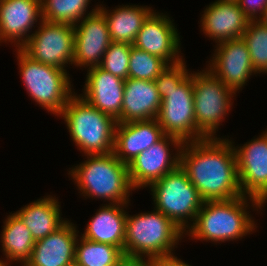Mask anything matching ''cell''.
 <instances>
[{
    "mask_svg": "<svg viewBox=\"0 0 267 266\" xmlns=\"http://www.w3.org/2000/svg\"><path fill=\"white\" fill-rule=\"evenodd\" d=\"M233 143L228 138H206L183 144L179 165L204 201L243 195Z\"/></svg>",
    "mask_w": 267,
    "mask_h": 266,
    "instance_id": "cell-1",
    "label": "cell"
},
{
    "mask_svg": "<svg viewBox=\"0 0 267 266\" xmlns=\"http://www.w3.org/2000/svg\"><path fill=\"white\" fill-rule=\"evenodd\" d=\"M242 38L247 44L254 70L267 74V25L259 20L249 21Z\"/></svg>",
    "mask_w": 267,
    "mask_h": 266,
    "instance_id": "cell-28",
    "label": "cell"
},
{
    "mask_svg": "<svg viewBox=\"0 0 267 266\" xmlns=\"http://www.w3.org/2000/svg\"><path fill=\"white\" fill-rule=\"evenodd\" d=\"M16 53L20 76L30 98L58 117L75 94L70 74L67 70L34 61L22 49L17 48Z\"/></svg>",
    "mask_w": 267,
    "mask_h": 266,
    "instance_id": "cell-7",
    "label": "cell"
},
{
    "mask_svg": "<svg viewBox=\"0 0 267 266\" xmlns=\"http://www.w3.org/2000/svg\"><path fill=\"white\" fill-rule=\"evenodd\" d=\"M158 266H191L181 259H178L177 256L172 255L158 259Z\"/></svg>",
    "mask_w": 267,
    "mask_h": 266,
    "instance_id": "cell-33",
    "label": "cell"
},
{
    "mask_svg": "<svg viewBox=\"0 0 267 266\" xmlns=\"http://www.w3.org/2000/svg\"><path fill=\"white\" fill-rule=\"evenodd\" d=\"M161 101L154 81L128 78L124 82L121 123L157 118Z\"/></svg>",
    "mask_w": 267,
    "mask_h": 266,
    "instance_id": "cell-21",
    "label": "cell"
},
{
    "mask_svg": "<svg viewBox=\"0 0 267 266\" xmlns=\"http://www.w3.org/2000/svg\"><path fill=\"white\" fill-rule=\"evenodd\" d=\"M9 264L11 263L4 261V260H0V266H9Z\"/></svg>",
    "mask_w": 267,
    "mask_h": 266,
    "instance_id": "cell-35",
    "label": "cell"
},
{
    "mask_svg": "<svg viewBox=\"0 0 267 266\" xmlns=\"http://www.w3.org/2000/svg\"><path fill=\"white\" fill-rule=\"evenodd\" d=\"M91 0H41L42 20L75 25L84 17L96 12L98 6L86 12ZM86 12V13H85Z\"/></svg>",
    "mask_w": 267,
    "mask_h": 266,
    "instance_id": "cell-26",
    "label": "cell"
},
{
    "mask_svg": "<svg viewBox=\"0 0 267 266\" xmlns=\"http://www.w3.org/2000/svg\"><path fill=\"white\" fill-rule=\"evenodd\" d=\"M38 20H42L41 0H0V43L11 42L21 49Z\"/></svg>",
    "mask_w": 267,
    "mask_h": 266,
    "instance_id": "cell-16",
    "label": "cell"
},
{
    "mask_svg": "<svg viewBox=\"0 0 267 266\" xmlns=\"http://www.w3.org/2000/svg\"><path fill=\"white\" fill-rule=\"evenodd\" d=\"M116 266H158V259L150 257L129 256L124 254L117 261Z\"/></svg>",
    "mask_w": 267,
    "mask_h": 266,
    "instance_id": "cell-32",
    "label": "cell"
},
{
    "mask_svg": "<svg viewBox=\"0 0 267 266\" xmlns=\"http://www.w3.org/2000/svg\"><path fill=\"white\" fill-rule=\"evenodd\" d=\"M149 188L152 192L154 209L163 213L186 232L194 223L204 202L186 172L179 165L152 183Z\"/></svg>",
    "mask_w": 267,
    "mask_h": 266,
    "instance_id": "cell-8",
    "label": "cell"
},
{
    "mask_svg": "<svg viewBox=\"0 0 267 266\" xmlns=\"http://www.w3.org/2000/svg\"><path fill=\"white\" fill-rule=\"evenodd\" d=\"M1 234L2 252L9 263L18 262L24 266L31 258L35 240L22 220L10 213L4 220Z\"/></svg>",
    "mask_w": 267,
    "mask_h": 266,
    "instance_id": "cell-25",
    "label": "cell"
},
{
    "mask_svg": "<svg viewBox=\"0 0 267 266\" xmlns=\"http://www.w3.org/2000/svg\"><path fill=\"white\" fill-rule=\"evenodd\" d=\"M38 23L21 49L34 61L66 70L74 58V25L45 20Z\"/></svg>",
    "mask_w": 267,
    "mask_h": 266,
    "instance_id": "cell-10",
    "label": "cell"
},
{
    "mask_svg": "<svg viewBox=\"0 0 267 266\" xmlns=\"http://www.w3.org/2000/svg\"><path fill=\"white\" fill-rule=\"evenodd\" d=\"M69 220L59 229L35 242L31 258L24 266H71L75 263L79 231Z\"/></svg>",
    "mask_w": 267,
    "mask_h": 266,
    "instance_id": "cell-19",
    "label": "cell"
},
{
    "mask_svg": "<svg viewBox=\"0 0 267 266\" xmlns=\"http://www.w3.org/2000/svg\"><path fill=\"white\" fill-rule=\"evenodd\" d=\"M215 47L207 69L237 93L251 75L258 74L252 66L247 44L241 37L224 41Z\"/></svg>",
    "mask_w": 267,
    "mask_h": 266,
    "instance_id": "cell-13",
    "label": "cell"
},
{
    "mask_svg": "<svg viewBox=\"0 0 267 266\" xmlns=\"http://www.w3.org/2000/svg\"><path fill=\"white\" fill-rule=\"evenodd\" d=\"M257 138L238 145L236 153L240 189L244 196L267 202V129Z\"/></svg>",
    "mask_w": 267,
    "mask_h": 266,
    "instance_id": "cell-12",
    "label": "cell"
},
{
    "mask_svg": "<svg viewBox=\"0 0 267 266\" xmlns=\"http://www.w3.org/2000/svg\"><path fill=\"white\" fill-rule=\"evenodd\" d=\"M245 16L251 20H258L267 9V0H236ZM258 15V16H257Z\"/></svg>",
    "mask_w": 267,
    "mask_h": 266,
    "instance_id": "cell-31",
    "label": "cell"
},
{
    "mask_svg": "<svg viewBox=\"0 0 267 266\" xmlns=\"http://www.w3.org/2000/svg\"><path fill=\"white\" fill-rule=\"evenodd\" d=\"M167 66L160 57L131 45L129 78L154 81Z\"/></svg>",
    "mask_w": 267,
    "mask_h": 266,
    "instance_id": "cell-29",
    "label": "cell"
},
{
    "mask_svg": "<svg viewBox=\"0 0 267 266\" xmlns=\"http://www.w3.org/2000/svg\"><path fill=\"white\" fill-rule=\"evenodd\" d=\"M205 69L191 72L196 127L205 138H220L215 133L229 114L236 92Z\"/></svg>",
    "mask_w": 267,
    "mask_h": 266,
    "instance_id": "cell-9",
    "label": "cell"
},
{
    "mask_svg": "<svg viewBox=\"0 0 267 266\" xmlns=\"http://www.w3.org/2000/svg\"><path fill=\"white\" fill-rule=\"evenodd\" d=\"M164 136L165 133L156 118L117 123L113 153L121 162L128 164Z\"/></svg>",
    "mask_w": 267,
    "mask_h": 266,
    "instance_id": "cell-20",
    "label": "cell"
},
{
    "mask_svg": "<svg viewBox=\"0 0 267 266\" xmlns=\"http://www.w3.org/2000/svg\"><path fill=\"white\" fill-rule=\"evenodd\" d=\"M183 144L179 138L165 135L130 161L127 166L133 189L149 187L152 183L176 169L180 164V152ZM172 145L175 146L176 153H172L173 149L169 147Z\"/></svg>",
    "mask_w": 267,
    "mask_h": 266,
    "instance_id": "cell-11",
    "label": "cell"
},
{
    "mask_svg": "<svg viewBox=\"0 0 267 266\" xmlns=\"http://www.w3.org/2000/svg\"><path fill=\"white\" fill-rule=\"evenodd\" d=\"M83 95L89 104L121 123V109L124 96V79L112 75L102 68L87 69Z\"/></svg>",
    "mask_w": 267,
    "mask_h": 266,
    "instance_id": "cell-17",
    "label": "cell"
},
{
    "mask_svg": "<svg viewBox=\"0 0 267 266\" xmlns=\"http://www.w3.org/2000/svg\"><path fill=\"white\" fill-rule=\"evenodd\" d=\"M58 116L63 117L72 140L85 156L113 152L117 121L80 94L75 93Z\"/></svg>",
    "mask_w": 267,
    "mask_h": 266,
    "instance_id": "cell-5",
    "label": "cell"
},
{
    "mask_svg": "<svg viewBox=\"0 0 267 266\" xmlns=\"http://www.w3.org/2000/svg\"><path fill=\"white\" fill-rule=\"evenodd\" d=\"M130 53L131 44L112 41L99 67L114 76L127 80L129 78Z\"/></svg>",
    "mask_w": 267,
    "mask_h": 266,
    "instance_id": "cell-30",
    "label": "cell"
},
{
    "mask_svg": "<svg viewBox=\"0 0 267 266\" xmlns=\"http://www.w3.org/2000/svg\"><path fill=\"white\" fill-rule=\"evenodd\" d=\"M61 206L51 195L21 207L15 214L22 220L35 241L41 240L59 229L67 220L61 217Z\"/></svg>",
    "mask_w": 267,
    "mask_h": 266,
    "instance_id": "cell-23",
    "label": "cell"
},
{
    "mask_svg": "<svg viewBox=\"0 0 267 266\" xmlns=\"http://www.w3.org/2000/svg\"><path fill=\"white\" fill-rule=\"evenodd\" d=\"M173 21L166 14L153 11L144 21L132 45L160 57L168 65L182 61L180 36Z\"/></svg>",
    "mask_w": 267,
    "mask_h": 266,
    "instance_id": "cell-14",
    "label": "cell"
},
{
    "mask_svg": "<svg viewBox=\"0 0 267 266\" xmlns=\"http://www.w3.org/2000/svg\"><path fill=\"white\" fill-rule=\"evenodd\" d=\"M249 21L237 1L216 0L206 6L200 26L206 37L219 44L243 37Z\"/></svg>",
    "mask_w": 267,
    "mask_h": 266,
    "instance_id": "cell-18",
    "label": "cell"
},
{
    "mask_svg": "<svg viewBox=\"0 0 267 266\" xmlns=\"http://www.w3.org/2000/svg\"><path fill=\"white\" fill-rule=\"evenodd\" d=\"M87 160L68 172L77 190L85 198H98L109 204H129L130 192L134 191L128 174L127 164L115 154L86 155Z\"/></svg>",
    "mask_w": 267,
    "mask_h": 266,
    "instance_id": "cell-4",
    "label": "cell"
},
{
    "mask_svg": "<svg viewBox=\"0 0 267 266\" xmlns=\"http://www.w3.org/2000/svg\"><path fill=\"white\" fill-rule=\"evenodd\" d=\"M74 25L75 67L92 68L100 66L103 56L112 42L104 15L96 12ZM89 66V67H88Z\"/></svg>",
    "mask_w": 267,
    "mask_h": 266,
    "instance_id": "cell-15",
    "label": "cell"
},
{
    "mask_svg": "<svg viewBox=\"0 0 267 266\" xmlns=\"http://www.w3.org/2000/svg\"><path fill=\"white\" fill-rule=\"evenodd\" d=\"M262 24L267 25V9L262 13L261 17L258 19Z\"/></svg>",
    "mask_w": 267,
    "mask_h": 266,
    "instance_id": "cell-34",
    "label": "cell"
},
{
    "mask_svg": "<svg viewBox=\"0 0 267 266\" xmlns=\"http://www.w3.org/2000/svg\"><path fill=\"white\" fill-rule=\"evenodd\" d=\"M128 204H104L87 223L81 234L87 240L107 243L118 247L124 253Z\"/></svg>",
    "mask_w": 267,
    "mask_h": 266,
    "instance_id": "cell-22",
    "label": "cell"
},
{
    "mask_svg": "<svg viewBox=\"0 0 267 266\" xmlns=\"http://www.w3.org/2000/svg\"><path fill=\"white\" fill-rule=\"evenodd\" d=\"M79 237L75 252V264L78 266H116L117 261L124 255L114 245Z\"/></svg>",
    "mask_w": 267,
    "mask_h": 266,
    "instance_id": "cell-27",
    "label": "cell"
},
{
    "mask_svg": "<svg viewBox=\"0 0 267 266\" xmlns=\"http://www.w3.org/2000/svg\"><path fill=\"white\" fill-rule=\"evenodd\" d=\"M249 206L257 211L264 207L257 199L244 195L231 200L204 201L194 223L184 235L214 243L242 239L257 228L247 211Z\"/></svg>",
    "mask_w": 267,
    "mask_h": 266,
    "instance_id": "cell-3",
    "label": "cell"
},
{
    "mask_svg": "<svg viewBox=\"0 0 267 266\" xmlns=\"http://www.w3.org/2000/svg\"><path fill=\"white\" fill-rule=\"evenodd\" d=\"M186 68L183 59L168 65L154 80L162 100L157 122L165 135L183 143L206 139L196 127L193 77Z\"/></svg>",
    "mask_w": 267,
    "mask_h": 266,
    "instance_id": "cell-2",
    "label": "cell"
},
{
    "mask_svg": "<svg viewBox=\"0 0 267 266\" xmlns=\"http://www.w3.org/2000/svg\"><path fill=\"white\" fill-rule=\"evenodd\" d=\"M171 219L158 210L126 217L124 254L161 259L172 251L184 236Z\"/></svg>",
    "mask_w": 267,
    "mask_h": 266,
    "instance_id": "cell-6",
    "label": "cell"
},
{
    "mask_svg": "<svg viewBox=\"0 0 267 266\" xmlns=\"http://www.w3.org/2000/svg\"><path fill=\"white\" fill-rule=\"evenodd\" d=\"M98 10L107 21L111 40L131 45L135 41L144 21L154 11L146 5H120L113 10H107L102 4L98 6Z\"/></svg>",
    "mask_w": 267,
    "mask_h": 266,
    "instance_id": "cell-24",
    "label": "cell"
}]
</instances>
